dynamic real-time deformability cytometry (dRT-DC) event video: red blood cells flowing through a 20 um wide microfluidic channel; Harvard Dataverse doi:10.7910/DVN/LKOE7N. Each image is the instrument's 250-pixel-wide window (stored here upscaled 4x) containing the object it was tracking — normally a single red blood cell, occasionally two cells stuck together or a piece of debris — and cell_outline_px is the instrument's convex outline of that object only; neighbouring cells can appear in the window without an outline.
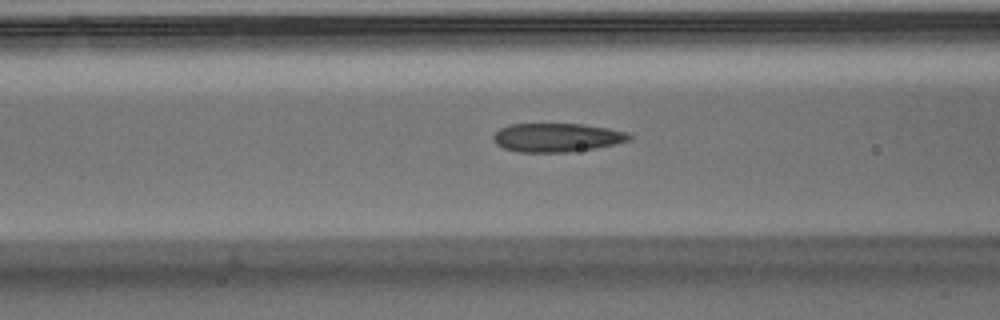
{"species": "Egyptian fruit bat (a non-hibernating species)", "species_latin": "Rousettus aegyptiacus", "temperature_condition": "warm", "stored_images_in_passage": 34, "camera_frame_rate_fps": 3000, "um_per_image_px": 0.085, "animal": {"sex": "male"}, "frame": {"image": 1, "passage_image": 12, "time_ms": 3.667, "image_size_px": [1000, 320], "cell_outline_px": [[636, 136], [632, 140], [616, 144], [596, 148], [572, 152], [520, 152], [504, 148], [496, 144], [492, 140], [492, 136], [500, 128], [508, 124], [584, 124], [608, 128], [628, 132]], "centroid_in_image_um": [47.39, 11.69], "position_along_channel_um": 119.2, "area_um2": 23.12}}
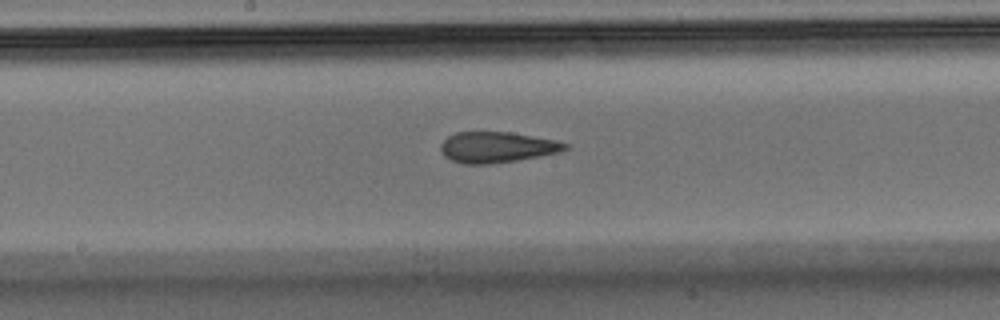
{"frame": {"image": 2, "passage_image": 18, "time_ms": 5.667, "image_size_px": [1000, 320], "cell_outline_px": [[572, 144], [568, 148], [560, 152], [540, 156], [516, 160], [488, 164], [464, 164], [452, 160], [444, 156], [440, 148], [440, 144], [448, 136], [456, 132], [512, 132], [556, 140]], "centroid_in_image_um": [42.27, 12.51], "position_along_channel_um": 205.9, "area_um2": 22.43}}
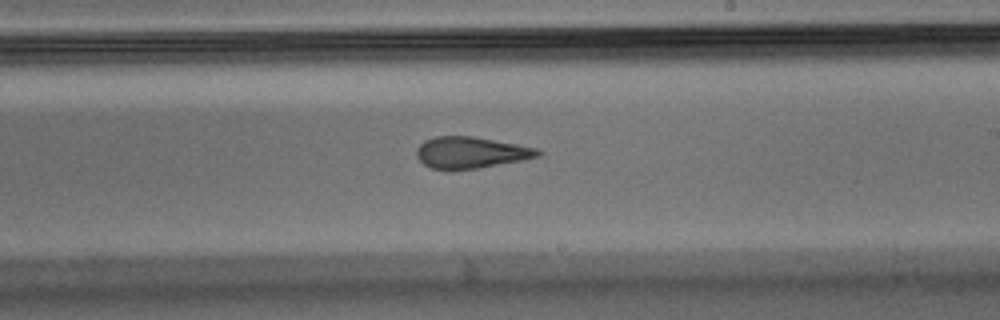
{"frame": {"image": 3, "passage_image": 21, "time_ms": 6.667, "image_size_px": [1000, 320], "cell_outline_px": [[544, 152], [540, 156], [524, 160], [480, 168], [448, 172], [432, 168], [424, 164], [416, 156], [416, 148], [424, 140], [436, 136], [472, 136], [516, 144], [536, 148]], "centroid_in_image_um": [40.0, 12.99], "position_along_channel_um": 249.0, "area_um2": 22.72}}